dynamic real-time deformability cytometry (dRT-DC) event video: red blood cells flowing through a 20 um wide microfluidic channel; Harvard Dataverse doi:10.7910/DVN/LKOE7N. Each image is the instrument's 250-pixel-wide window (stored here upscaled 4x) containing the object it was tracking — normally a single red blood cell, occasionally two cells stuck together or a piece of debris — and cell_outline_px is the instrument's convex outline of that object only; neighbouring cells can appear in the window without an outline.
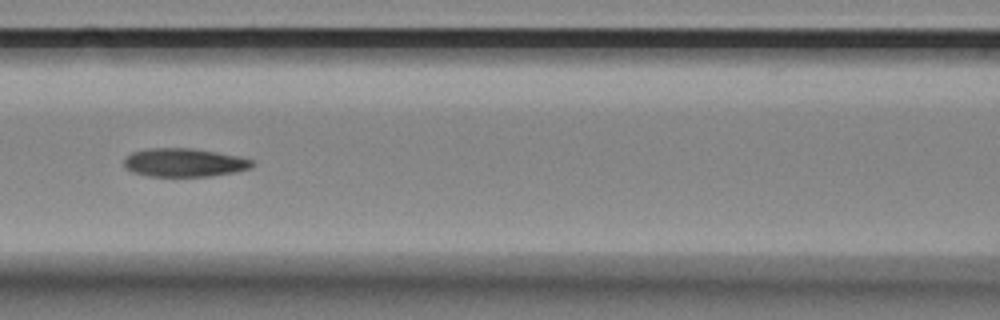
{"species": "Egyptian fruit bat (a non-hibernating species)", "species_latin": "Rousettus aegyptiacus", "temperature_condition": "room temperature", "stored_images_in_passage": 21, "camera_frame_rate_fps": 3000, "um_per_image_px": 0.085, "animal": {"sex": "female"}, "frame": {"image": 1, "passage_image": 10, "time_ms": 3.0, "image_size_px": [1000, 320], "cell_outline_px": [[256, 164], [252, 168], [236, 172], [208, 176], [148, 176], [132, 172], [124, 164], [124, 160], [132, 152], [148, 148], [192, 148], [240, 156], [252, 160]], "centroid_in_image_um": [15.71, 13.81], "position_along_channel_um": 150.9, "area_um2": 21.27}}